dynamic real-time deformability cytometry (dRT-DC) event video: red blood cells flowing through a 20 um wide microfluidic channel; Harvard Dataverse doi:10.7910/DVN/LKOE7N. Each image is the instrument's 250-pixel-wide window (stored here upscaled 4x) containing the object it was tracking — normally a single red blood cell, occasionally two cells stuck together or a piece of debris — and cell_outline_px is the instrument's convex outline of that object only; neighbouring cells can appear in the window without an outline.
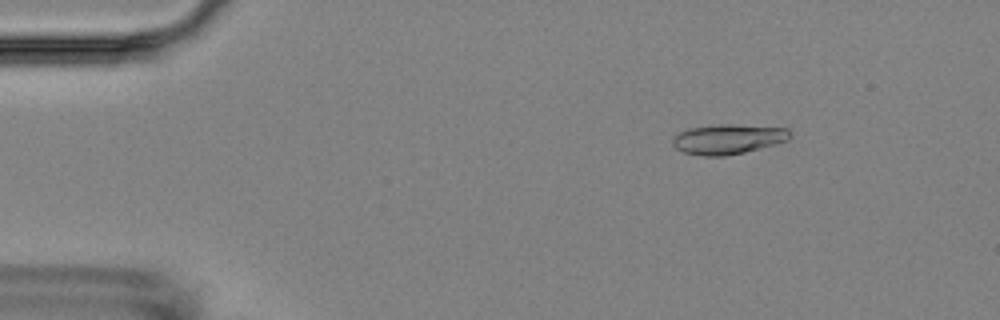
{"species": "Egyptian fruit bat (a non-hibernating species)", "species_latin": "Rousettus aegyptiacus", "temperature_condition": "room temperature", "stored_images_in_passage": 4, "camera_frame_rate_fps": 3000, "um_per_image_px": 0.085, "animal": {"sex": "female"}, "frame": {"image": 1, "passage_image": 2, "time_ms": 2.0, "image_size_px": [1000, 320], "cell_outline_px": [[792, 136], [788, 140], [776, 144], [744, 152], [724, 156], [704, 156], [684, 152], [676, 148], [672, 144], [672, 136], [688, 128], [716, 124], [732, 124], [788, 128], [792, 132]], "centroid_in_image_um": [61.89, 11.81], "position_along_channel_um": 23.1, "area_um2": 20.63}}
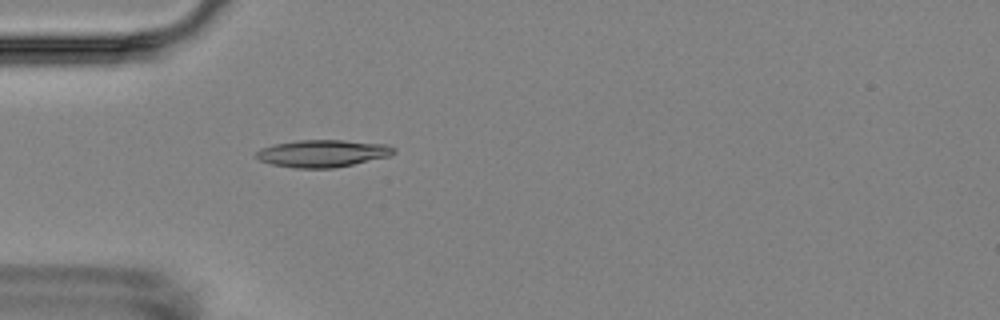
{"frame": {"image": 2, "passage_image": 4, "time_ms": 5.0, "image_size_px": [1000, 320], "cell_outline_px": [[396, 152], [388, 156], [336, 168], [296, 168], [272, 164], [260, 160], [256, 156], [256, 152], [260, 148], [272, 144], [296, 140], [344, 140], [388, 144], [396, 148]], "centroid_in_image_um": [27.43, 13.03], "position_along_channel_um": 57.6, "area_um2": 21.96}}